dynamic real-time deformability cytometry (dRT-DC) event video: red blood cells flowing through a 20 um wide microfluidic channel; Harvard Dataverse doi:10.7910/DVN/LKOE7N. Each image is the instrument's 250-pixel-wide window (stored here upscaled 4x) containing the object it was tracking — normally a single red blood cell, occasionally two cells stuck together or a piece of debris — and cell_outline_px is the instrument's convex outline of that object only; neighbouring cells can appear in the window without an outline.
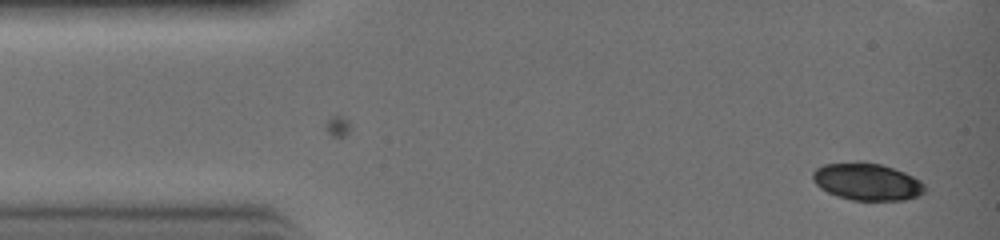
{"species": "common noctule bat (a hibernating species)", "species_latin": "Nyctalus noctula", "temperature_condition": "warm", "stored_images_in_passage": 9, "camera_frame_rate_fps": 3000, "um_per_image_px": 0.085, "animal": {"sex": "female", "body_mass_g": 19.0, "forearm_length_mm": 51.5}, "frame": {"image": 1, "passage_image": 1, "time_ms": 0.0, "image_size_px": [1000, 240], "cell_outline_px": [[928, 188], [920, 196], [904, 200], [852, 200], [836, 196], [820, 188], [812, 180], [812, 172], [816, 168], [824, 164], [856, 160], [860, 160], [880, 164], [904, 172], [920, 180]], "centroid_in_image_um": [73.69, 15.43], "position_along_channel_um": 11.3, "area_um2": 24.74}}
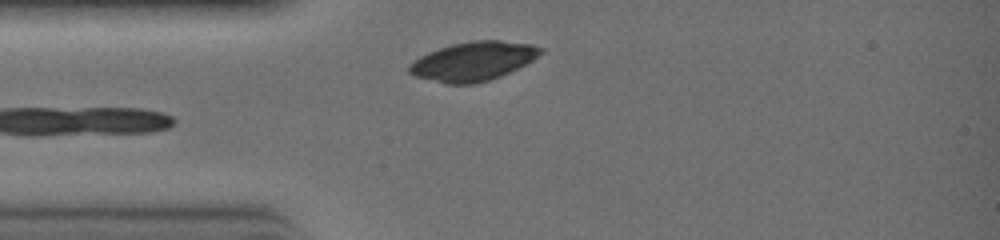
{"frame": {"image": 2, "passage_image": 9, "time_ms": 2.667, "image_size_px": [1000, 240], "cell_outline_px": [[544, 52], [532, 60], [500, 76], [488, 80], [472, 84], [444, 84], [416, 76], [408, 72], [408, 64], [420, 56], [428, 52], [452, 44], [472, 40], [500, 40], [532, 44], [544, 48]], "centroid_in_image_um": [40.21, 5.2], "position_along_channel_um": 44.8, "area_um2": 29.77}}